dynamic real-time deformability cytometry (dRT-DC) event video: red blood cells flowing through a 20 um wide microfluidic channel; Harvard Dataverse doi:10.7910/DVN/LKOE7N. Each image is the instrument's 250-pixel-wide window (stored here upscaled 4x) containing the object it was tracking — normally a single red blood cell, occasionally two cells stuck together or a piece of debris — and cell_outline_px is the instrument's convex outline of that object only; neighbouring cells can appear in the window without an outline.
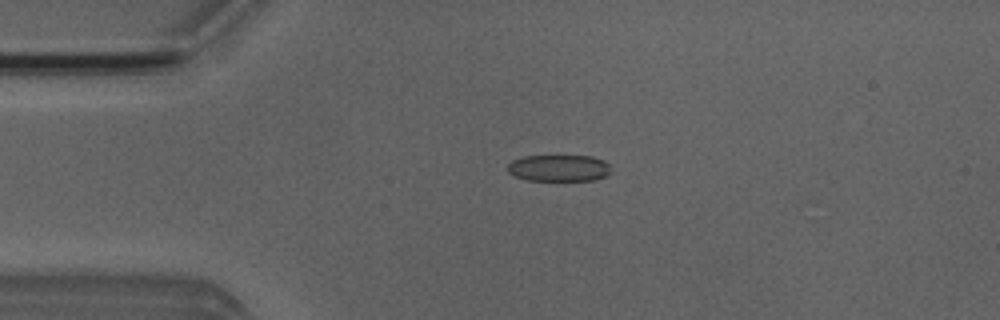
{"species": "Egyptian fruit bat (a non-hibernating species)", "species_latin": "Rousettus aegyptiacus", "temperature_condition": "room temperature", "stored_images_in_passage": 41, "camera_frame_rate_fps": 3000, "um_per_image_px": 0.085, "animal": {"sex": "male"}, "frame": {"image": 1, "passage_image": 4, "time_ms": 1.0, "image_size_px": [1000, 320], "cell_outline_px": [[608, 172], [604, 176], [596, 180], [528, 180], [516, 176], [508, 172], [508, 164], [512, 160], [524, 156], [592, 156], [604, 160], [608, 164]], "centroid_in_image_um": [47.48, 14.28], "position_along_channel_um": 37.5, "area_um2": 15.84}}
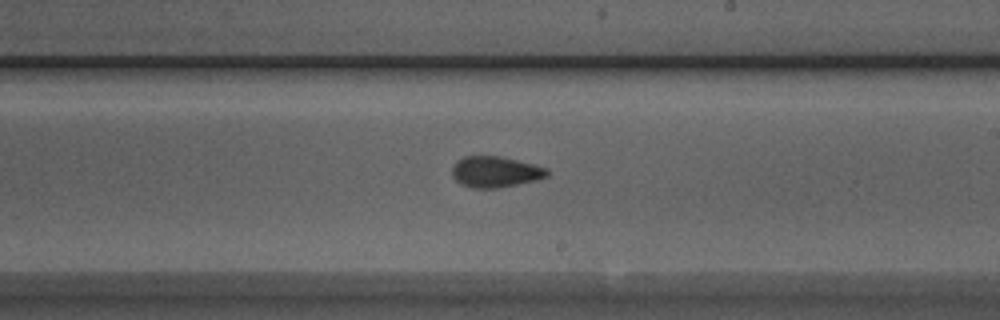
{"frame": {"image": 2, "passage_image": 22, "time_ms": 7.0, "image_size_px": [1000, 320], "cell_outline_px": [[548, 176], [536, 180], [496, 188], [472, 188], [460, 184], [452, 176], [452, 168], [464, 156], [500, 156], [548, 168]], "centroid_in_image_um": [42.1, 14.61], "position_along_channel_um": 246.9, "area_um2": 16.94}}
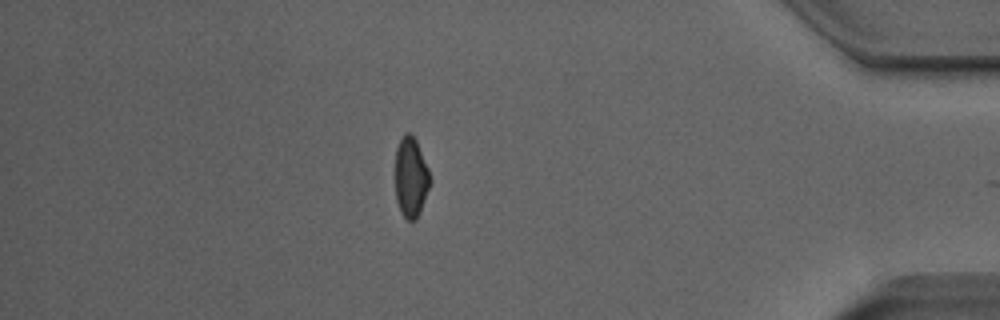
{"frame": {"image": 3, "passage_image": 37, "time_ms": 12.0, "image_size_px": [1000, 320], "cell_outline_px": [[432, 180], [420, 212], [416, 220], [408, 220], [400, 212], [396, 200], [396, 148], [404, 132], [412, 132], [416, 140], [428, 168]], "centroid_in_image_um": [34.93, 15.06], "position_along_channel_um": 400.3, "area_um2": 16.36}, "authors_computed_cell_mechanics": {"area_um2": 16.9354, "velocity_mm_per_s": 3.9653, "shape_relaxation_time_tau1_ms": 7.4898, "shape_relaxation_time_tau2_ms": 2.2979, "deformation_change_tau1": 0.1329, "deformation_change_tau2": 0.0851}}